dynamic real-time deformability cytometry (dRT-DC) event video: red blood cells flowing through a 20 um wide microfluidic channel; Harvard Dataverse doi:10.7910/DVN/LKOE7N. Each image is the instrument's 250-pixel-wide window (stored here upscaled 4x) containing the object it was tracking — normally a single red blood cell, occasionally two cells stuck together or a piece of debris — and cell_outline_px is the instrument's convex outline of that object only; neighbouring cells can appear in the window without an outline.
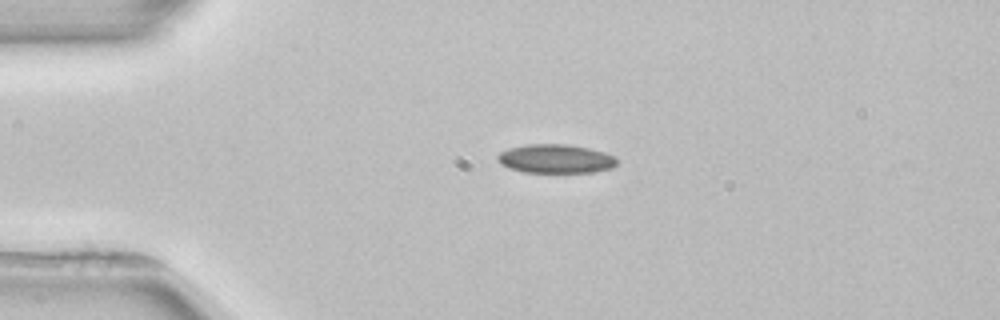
{"species": "common noctule bat (a hibernating species)", "species_latin": "Nyctalus noctula", "temperature_condition": "room temperature", "stored_images_in_passage": 2, "camera_frame_rate_fps": 3000, "um_per_image_px": 0.085, "animal": {"sex": "female", "body_mass_g": 22.7, "forearm_length_mm": 54.2}, "frame": {"image": 1, "passage_image": 1, "time_ms": 0.0, "image_size_px": [1000, 320], "cell_outline_px": [[616, 164], [612, 168], [592, 172], [524, 172], [508, 168], [500, 164], [496, 156], [500, 152], [508, 148], [524, 144], [568, 144], [588, 148], [604, 152], [616, 156]], "centroid_in_image_um": [47.2, 13.49], "position_along_channel_um": 37.8, "area_um2": 20.17}}
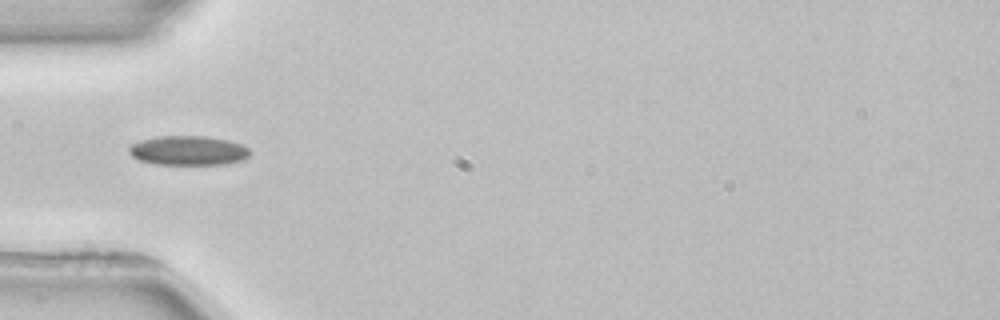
{"frame": {"image": 2, "passage_image": 2, "time_ms": 1.667, "image_size_px": [1000, 320], "cell_outline_px": [[252, 152], [244, 160], [224, 164], [156, 164], [140, 160], [132, 156], [128, 152], [128, 148], [132, 144], [140, 140], [156, 136], [204, 136], [228, 140], [240, 144], [248, 148]], "centroid_in_image_um": [16.0, 12.79], "position_along_channel_um": 69.0, "area_um2": 20.75}}